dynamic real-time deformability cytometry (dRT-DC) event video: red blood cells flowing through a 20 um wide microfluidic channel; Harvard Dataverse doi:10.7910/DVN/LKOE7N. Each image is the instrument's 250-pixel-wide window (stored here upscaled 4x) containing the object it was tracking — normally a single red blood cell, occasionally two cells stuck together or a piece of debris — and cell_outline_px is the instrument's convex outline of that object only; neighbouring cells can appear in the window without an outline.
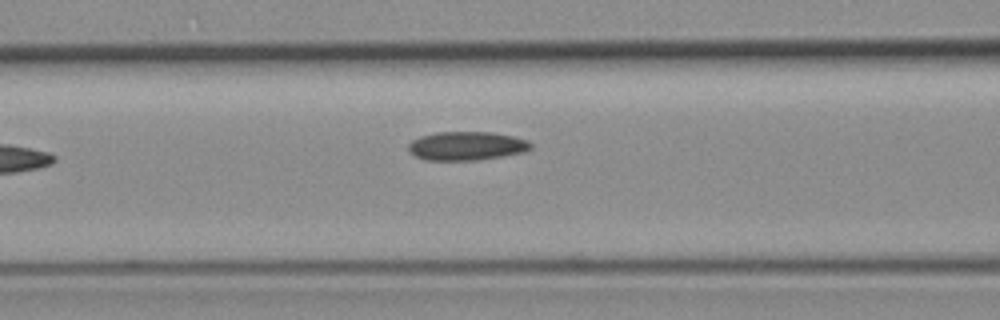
{"species": "common noctule bat (a hibernating species)", "species_latin": "Nyctalus noctula", "temperature_condition": "room temperature", "stored_images_in_passage": 6, "camera_frame_rate_fps": 3000, "um_per_image_px": 0.085, "animal": {"sex": "female", "body_mass_g": 19.3, "forearm_length_mm": 54.1}, "frame": {"image": 1, "passage_image": 6, "time_ms": 6.667, "image_size_px": [1000, 320], "cell_outline_px": [[532, 148], [524, 152], [476, 160], [428, 160], [416, 156], [408, 152], [408, 144], [412, 140], [420, 136], [436, 132], [492, 132], [512, 136], [528, 140], [532, 144]], "centroid_in_image_um": [39.64, 12.39], "position_along_channel_um": 127.0, "area_um2": 20.46}}